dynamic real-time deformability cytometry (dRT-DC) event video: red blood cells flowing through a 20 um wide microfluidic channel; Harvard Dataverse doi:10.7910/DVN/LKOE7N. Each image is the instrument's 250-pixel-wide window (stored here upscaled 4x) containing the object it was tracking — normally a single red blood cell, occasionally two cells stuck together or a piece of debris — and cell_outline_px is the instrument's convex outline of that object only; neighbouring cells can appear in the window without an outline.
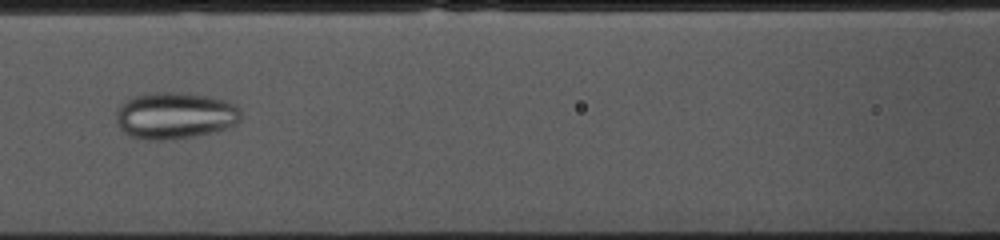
{"species": "common noctule bat (a hibernating species)", "species_latin": "Nyctalus noctula", "temperature_condition": "cold", "stored_images_in_passage": 53, "camera_frame_rate_fps": 3000, "um_per_image_px": 0.085, "animal": {"sex": "female", "body_mass_g": 10.0, "forearm_length_mm": 53.1}, "frame": {"image": 1, "passage_image": 22, "time_ms": 7.0, "image_size_px": [1000, 240], "cell_outline_px": [[240, 120], [236, 124], [224, 128], [192, 136], [160, 140], [148, 140], [132, 136], [124, 132], [116, 124], [116, 112], [132, 96], [156, 92], [176, 92], [208, 96], [224, 100], [240, 108]], "centroid_in_image_um": [14.85, 9.81], "position_along_channel_um": 151.8, "area_um2": 33.41}}
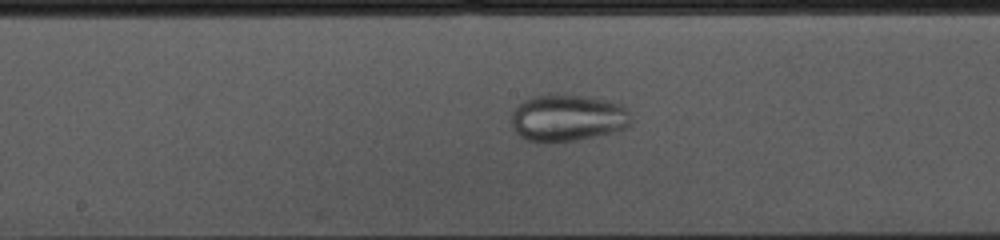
{"frame": {"image": 2, "passage_image": 26, "time_ms": 8.333, "image_size_px": [1000, 240], "cell_outline_px": [[632, 124], [628, 128], [576, 140], [548, 144], [540, 144], [528, 140], [520, 136], [512, 128], [512, 112], [524, 100], [532, 96], [548, 92], [552, 92], [588, 96], [608, 100], [620, 104], [628, 108], [632, 120]], "centroid_in_image_um": [48.24, 10.01], "position_along_channel_um": 200.0, "area_um2": 33.7}}
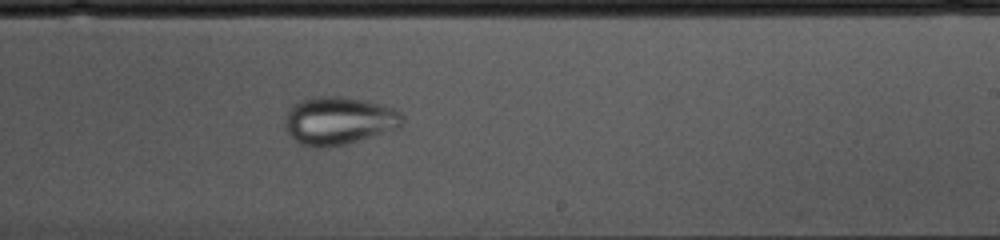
{"frame": {"image": 3, "passage_image": 31, "time_ms": 10.0, "image_size_px": [1000, 240], "cell_outline_px": [[404, 120], [400, 128], [344, 144], [320, 148], [312, 148], [300, 144], [284, 128], [284, 120], [288, 108], [292, 104], [300, 100], [312, 96], [340, 96], [364, 100], [384, 104], [400, 112], [404, 116]], "centroid_in_image_um": [28.77, 10.24], "position_along_channel_um": 260.2, "area_um2": 33.18}}